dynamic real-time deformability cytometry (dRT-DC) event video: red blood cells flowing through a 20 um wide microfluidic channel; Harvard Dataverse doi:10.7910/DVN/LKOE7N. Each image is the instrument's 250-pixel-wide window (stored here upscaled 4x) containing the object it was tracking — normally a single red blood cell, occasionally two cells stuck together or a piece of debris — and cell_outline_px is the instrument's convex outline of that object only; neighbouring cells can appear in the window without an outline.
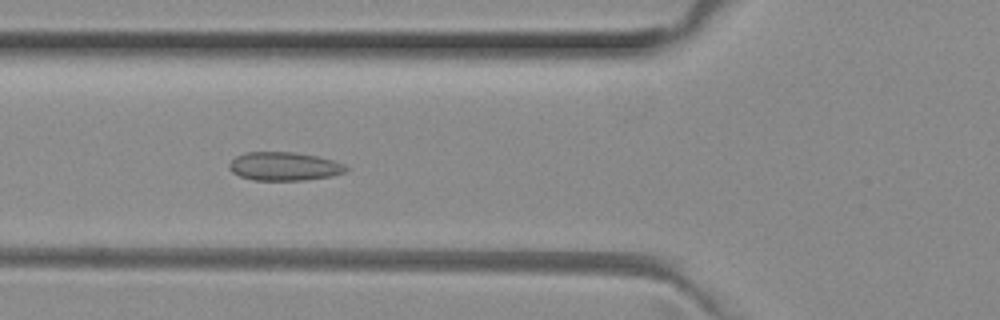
{"species": "common noctule bat (a hibernating species)", "species_latin": "Nyctalus noctula", "temperature_condition": "room temperature", "stored_images_in_passage": 34, "camera_frame_rate_fps": 3000, "um_per_image_px": 0.085, "animal": {"sex": "female", "body_mass_g": 29.2, "forearm_length_mm": 56.3}, "frame": {"image": 1, "passage_image": 7, "time_ms": 2.0, "image_size_px": [1000, 320], "cell_outline_px": [[348, 168], [344, 172], [332, 176], [304, 180], [252, 180], [240, 176], [232, 172], [228, 168], [228, 164], [236, 156], [244, 152], [296, 152], [316, 156], [332, 160], [344, 164]], "centroid_in_image_um": [24.12, 14.14], "position_along_channel_um": 101.7, "area_um2": 19.42}}
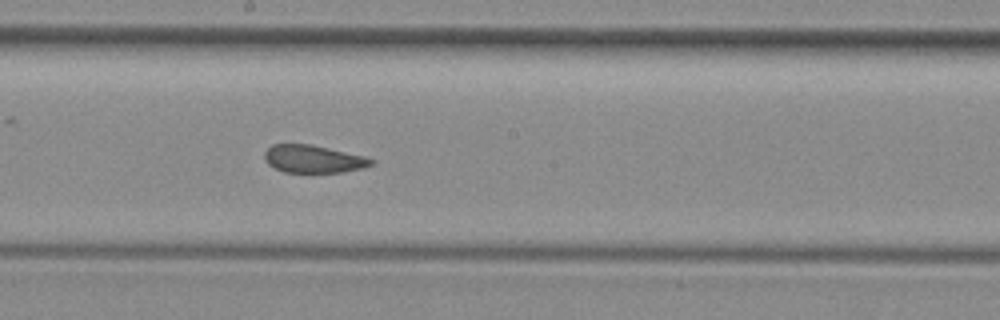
{"frame": {"image": 2, "passage_image": 16, "time_ms": 5.0, "image_size_px": [1000, 320], "cell_outline_px": [[376, 160], [372, 164], [360, 168], [344, 172], [284, 172], [268, 164], [264, 160], [264, 152], [272, 144], [312, 144], [364, 156]], "centroid_in_image_um": [26.61, 13.5], "position_along_channel_um": 221.6, "area_um2": 17.17}}
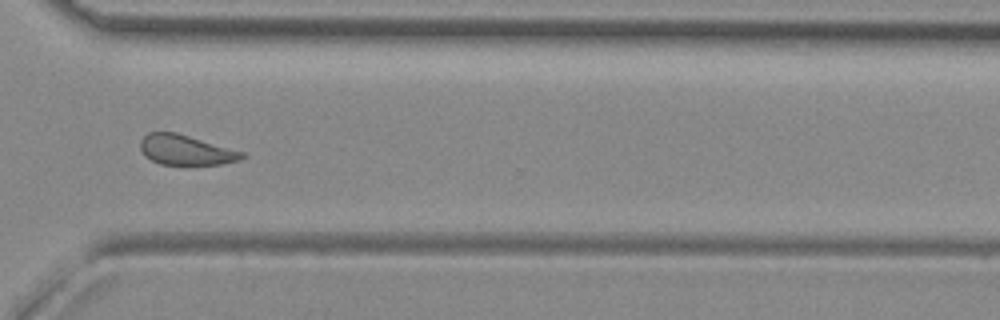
{"frame": {"image": 3, "passage_image": 26, "time_ms": 8.333, "image_size_px": [1000, 320], "cell_outline_px": [[244, 156], [240, 160], [220, 164], [160, 164], [144, 156], [140, 148], [140, 140], [148, 132], [176, 132], [244, 152]], "centroid_in_image_um": [15.76, 12.74], "position_along_channel_um": 354.8, "area_um2": 17.63}, "authors_computed_cell_mechanics": {"area_um2": 19.0162, "velocity_mm_per_s": 3.9912, "shape_relaxation_time_tau1_ms": null, "shape_relaxation_time_tau2_ms": 1.7228, "deformation_change_tau1": null, "deformation_change_tau2": 0.0871}}